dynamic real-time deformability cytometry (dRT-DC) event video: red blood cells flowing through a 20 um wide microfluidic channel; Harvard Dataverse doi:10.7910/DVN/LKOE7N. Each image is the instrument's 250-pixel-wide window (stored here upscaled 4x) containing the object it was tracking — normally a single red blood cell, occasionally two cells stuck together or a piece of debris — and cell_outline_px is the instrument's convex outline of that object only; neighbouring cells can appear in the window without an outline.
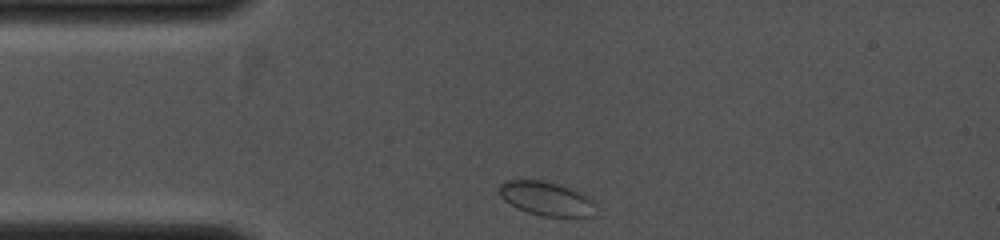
{"species": "common noctule bat (a hibernating species)", "species_latin": "Nyctalus noctula", "temperature_condition": "cold", "stored_images_in_passage": 30, "camera_frame_rate_fps": 4000, "um_per_image_px": 0.085, "animal": {"sex": "female", "body_mass_g": 19.0, "forearm_length_mm": 53.3}, "frame": {"image": 1, "passage_image": 1, "time_ms": 0.0, "image_size_px": [1000, 240], "cell_outline_px": [[592, 216], [540, 216], [516, 208], [504, 200], [500, 196], [500, 184], [508, 180], [540, 180], [556, 184], [584, 192], [592, 200]], "centroid_in_image_um": [46.4, 16.87], "position_along_channel_um": 38.6, "area_um2": 18.79}}
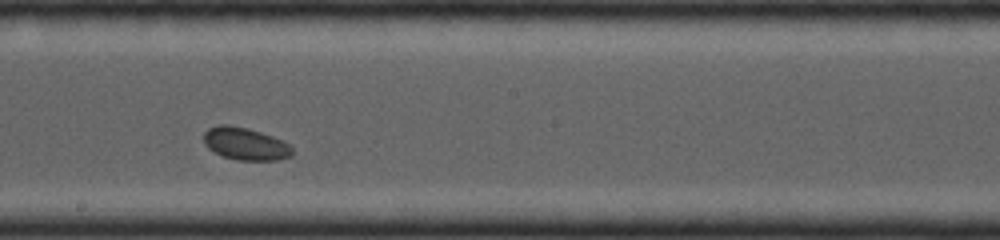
{"frame": {"image": 2, "passage_image": 16, "time_ms": 3.75, "image_size_px": [1000, 240], "cell_outline_px": [[292, 156], [276, 160], [236, 160], [224, 156], [208, 148], [204, 144], [204, 132], [208, 128], [220, 124], [228, 124], [248, 128], [272, 136], [288, 144], [292, 148]], "centroid_in_image_um": [20.83, 12.21], "position_along_channel_um": 227.4, "area_um2": 16.65}}
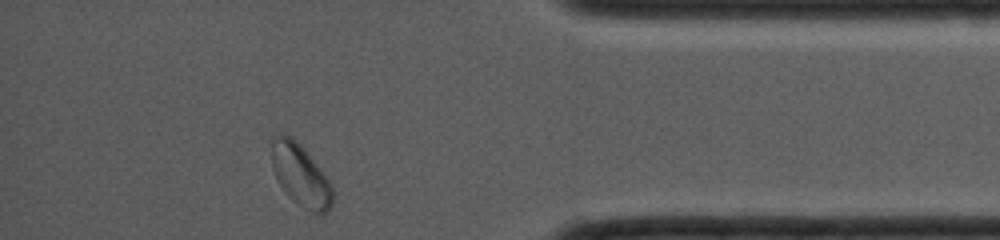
{"frame": {"image": 3, "passage_image": 30, "time_ms": 7.25, "image_size_px": [1000, 240], "cell_outline_px": [[332, 204], [328, 212], [320, 216], [296, 204], [288, 196], [280, 184], [272, 168], [272, 140], [280, 132], [292, 136], [300, 144], [332, 184]], "centroid_in_image_um": [25.55, 14.92], "position_along_channel_um": 409.6, "area_um2": 22.02}}